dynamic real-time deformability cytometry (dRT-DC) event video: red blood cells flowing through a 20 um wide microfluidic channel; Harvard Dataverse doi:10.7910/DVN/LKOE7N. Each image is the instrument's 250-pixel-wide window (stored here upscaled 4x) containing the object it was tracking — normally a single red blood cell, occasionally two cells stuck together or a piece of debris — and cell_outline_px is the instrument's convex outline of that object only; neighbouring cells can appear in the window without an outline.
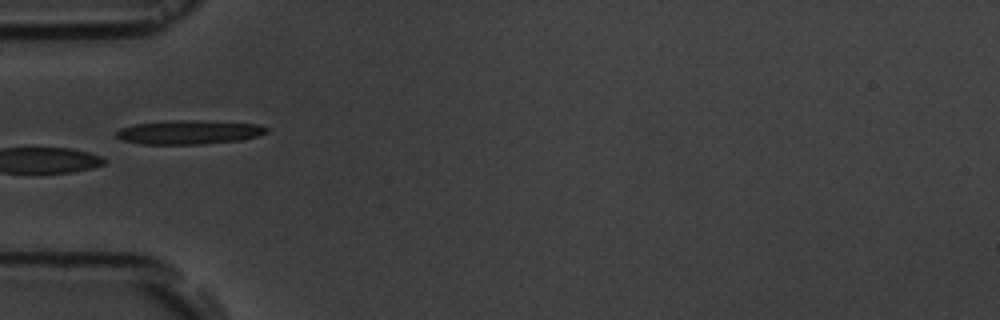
{"species": "common noctule bat (a hibernating species)", "species_latin": "Nyctalus noctula", "temperature_condition": "room temperature", "stored_images_in_passage": 7, "camera_frame_rate_fps": 3000, "um_per_image_px": 0.085, "animal": {"sex": "male", "body_mass_g": 19.5, "forearm_length_mm": 54.6}, "frame": {"image": 1, "passage_image": 5, "time_ms": 5.667, "image_size_px": [1000, 320], "cell_outline_px": [[268, 132], [244, 140], [200, 144], [144, 144], [120, 140], [116, 136], [116, 132], [120, 128], [136, 124], [164, 120], [196, 120], [256, 124], [268, 128]], "centroid_in_image_um": [16.04, 11.23], "position_along_channel_um": 69.0, "area_um2": 21.04}}
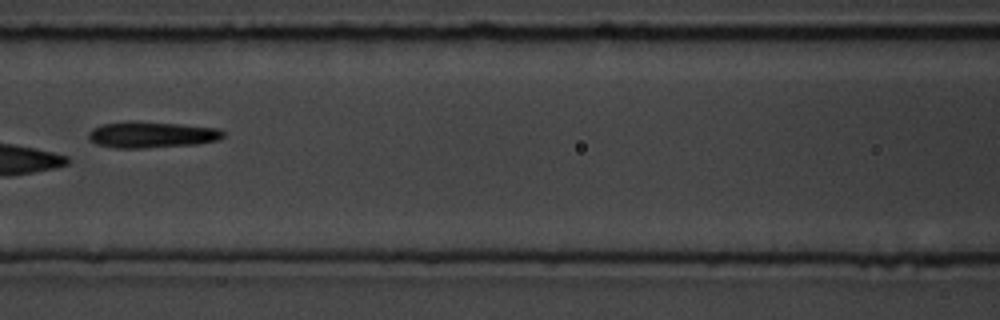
{"frame": {"image": 2, "passage_image": 7, "time_ms": 8.0, "image_size_px": [1000, 320], "cell_outline_px": [[224, 136], [216, 140], [196, 144], [144, 148], [112, 148], [96, 144], [88, 140], [88, 132], [92, 128], [104, 124], [132, 120], [180, 124], [220, 128], [224, 132]], "centroid_in_image_um": [12.85, 11.44], "position_along_channel_um": 153.8, "area_um2": 20.81}}